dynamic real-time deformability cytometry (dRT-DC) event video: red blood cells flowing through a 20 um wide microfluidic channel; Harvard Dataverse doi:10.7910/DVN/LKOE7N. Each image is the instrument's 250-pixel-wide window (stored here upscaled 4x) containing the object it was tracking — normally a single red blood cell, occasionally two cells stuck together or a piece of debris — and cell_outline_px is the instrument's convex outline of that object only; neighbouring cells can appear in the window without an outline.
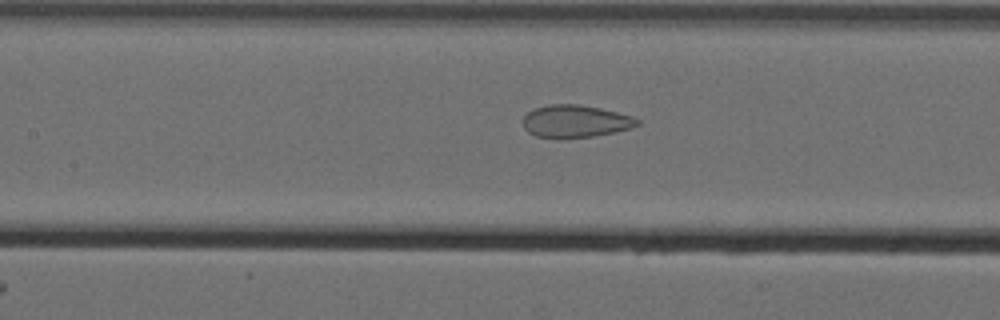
{"species": "Egyptian fruit bat (a non-hibernating species)", "species_latin": "Rousettus aegyptiacus", "temperature_condition": "cold", "stored_images_in_passage": 39, "camera_frame_rate_fps": 3000, "um_per_image_px": 0.085, "animal": {"sex": "female"}, "frame": {"image": 1, "passage_image": 15, "time_ms": 4.667, "image_size_px": [1000, 320], "cell_outline_px": [[640, 124], [632, 128], [616, 132], [592, 136], [536, 136], [528, 132], [524, 128], [520, 120], [528, 112], [536, 108], [548, 104], [580, 104], [600, 108], [632, 116], [640, 120]], "centroid_in_image_um": [48.92, 10.28], "position_along_channel_um": 158.5, "area_um2": 21.33}}
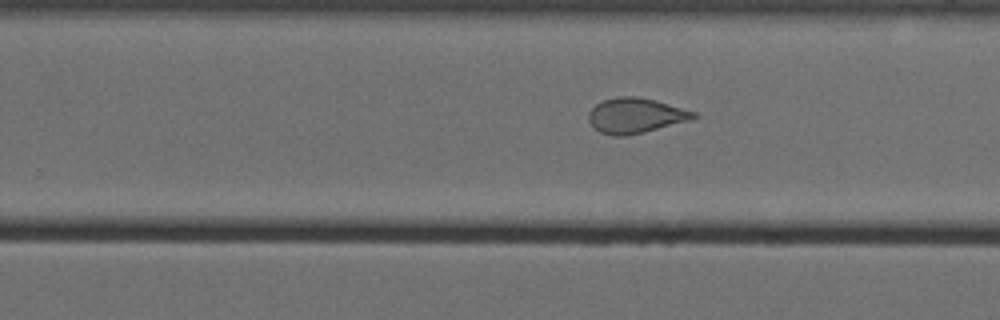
{"frame": {"image": 2, "passage_image": 25, "time_ms": 8.0, "image_size_px": [1000, 320], "cell_outline_px": [[700, 116], [692, 120], [644, 132], [624, 136], [612, 136], [600, 132], [588, 120], [588, 112], [596, 104], [604, 100], [616, 96], [636, 96], [656, 100], [696, 112]], "centroid_in_image_um": [54.05, 9.82], "position_along_channel_um": 275.8, "area_um2": 21.62}}
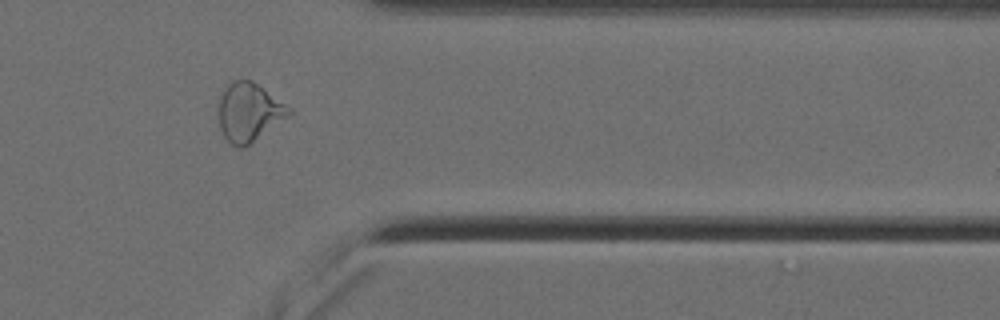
{"frame": {"image": 3, "passage_image": 35, "time_ms": 11.333, "image_size_px": [1000, 320], "cell_outline_px": [[292, 112], [244, 148], [240, 148], [232, 144], [224, 136], [220, 128], [220, 100], [228, 84], [232, 80], [252, 80], [292, 108]], "centroid_in_image_um": [21.17, 9.52], "position_along_channel_um": 390.2, "area_um2": 23.29}}